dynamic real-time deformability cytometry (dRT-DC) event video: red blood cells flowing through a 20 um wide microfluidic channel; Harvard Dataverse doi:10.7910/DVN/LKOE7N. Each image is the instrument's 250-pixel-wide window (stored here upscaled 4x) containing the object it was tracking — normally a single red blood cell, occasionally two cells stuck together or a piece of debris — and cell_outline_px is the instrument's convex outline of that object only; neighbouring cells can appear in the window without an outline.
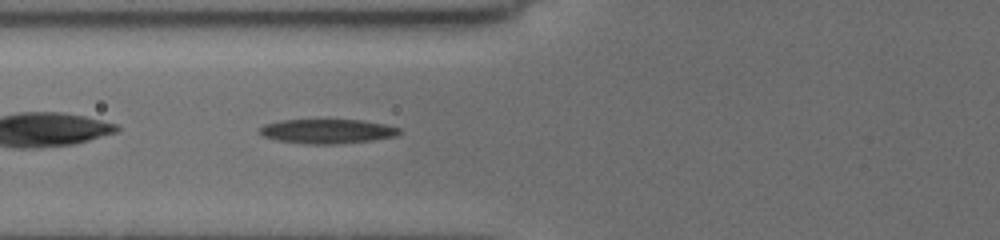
{"species": "common noctule bat (a hibernating species)", "species_latin": "Nyctalus noctula", "temperature_condition": "cold", "stored_images_in_passage": 36, "segment_of_instrument_passage": [1, 2], "camera_frame_rate_fps": 3000, "um_per_image_px": 0.085, "animal": {"sex": "female", "body_mass_g": 19.5, "forearm_length_mm": 54.1}, "frame": {"image": 1, "passage_image": 3, "time_ms": 0.667, "image_size_px": [1000, 240], "cell_outline_px": [[400, 132], [396, 136], [372, 140], [336, 144], [304, 144], [276, 140], [264, 136], [260, 132], [260, 128], [264, 124], [280, 120], [360, 120], [384, 124], [400, 128]], "centroid_in_image_um": [27.8, 11.16], "position_along_channel_um": 98.0, "area_um2": 19.77}}
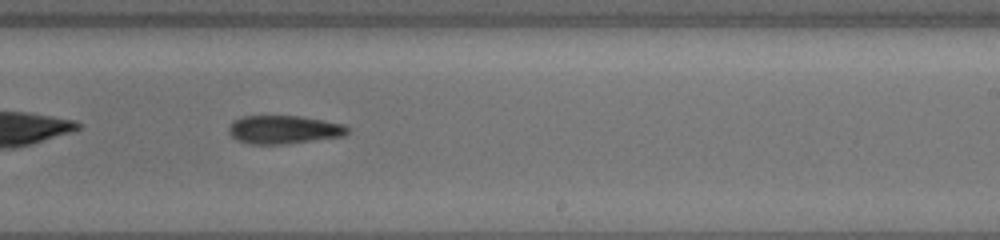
{"frame": {"image": 2, "passage_image": 16, "time_ms": 5.0, "image_size_px": [1000, 240], "cell_outline_px": [[348, 132], [344, 136], [284, 144], [248, 144], [236, 140], [228, 132], [228, 128], [236, 120], [244, 116], [300, 116], [344, 124], [348, 128]], "centroid_in_image_um": [24.12, 11.02], "position_along_channel_um": 264.9, "area_um2": 19.48}}
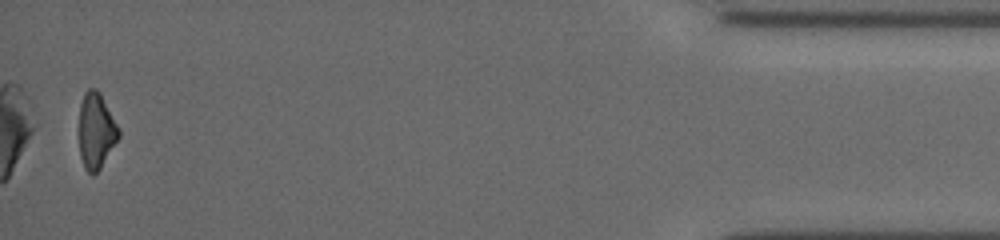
{"frame": {"image": 3, "passage_image": 34, "time_ms": 11.0, "image_size_px": [1000, 240], "cell_outline_px": [[120, 136], [100, 168], [92, 176], [84, 168], [80, 156], [80, 104], [84, 92], [88, 88], [96, 88], [100, 92], [120, 128]], "centroid_in_image_um": [8.18, 11.1], "position_along_channel_um": 427.0, "area_um2": 17.51}}